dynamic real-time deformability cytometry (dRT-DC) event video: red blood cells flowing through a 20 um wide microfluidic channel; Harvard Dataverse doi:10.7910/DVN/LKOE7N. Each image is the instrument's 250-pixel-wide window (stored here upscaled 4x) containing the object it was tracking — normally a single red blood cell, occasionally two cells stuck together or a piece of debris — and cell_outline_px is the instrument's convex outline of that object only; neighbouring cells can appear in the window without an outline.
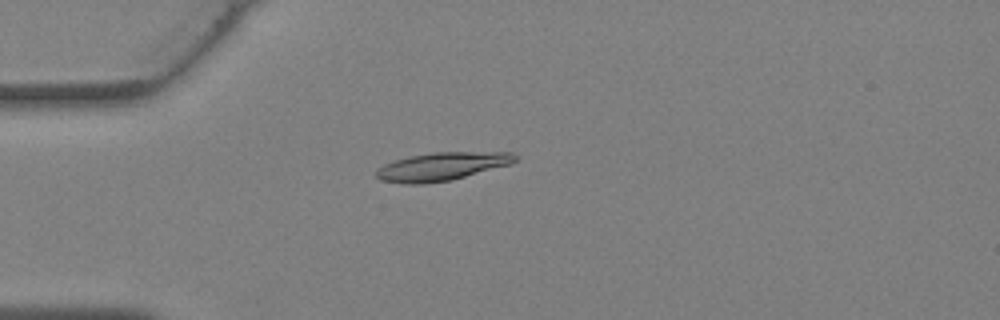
{"species": "Egyptian fruit bat (a non-hibernating species)", "species_latin": "Rousettus aegyptiacus", "temperature_condition": "warm", "stored_images_in_passage": 38, "camera_frame_rate_fps": 3000, "um_per_image_px": 0.085, "animal": {"sex": "female"}, "frame": {"image": 1, "passage_image": 10, "time_ms": 3.0, "image_size_px": [1000, 320], "cell_outline_px": [[520, 156], [512, 164], [452, 180], [424, 184], [404, 184], [380, 180], [376, 176], [376, 172], [384, 164], [408, 156], [432, 152], [512, 152]], "centroid_in_image_um": [37.6, 14.15], "position_along_channel_um": 47.4, "area_um2": 23.0}}
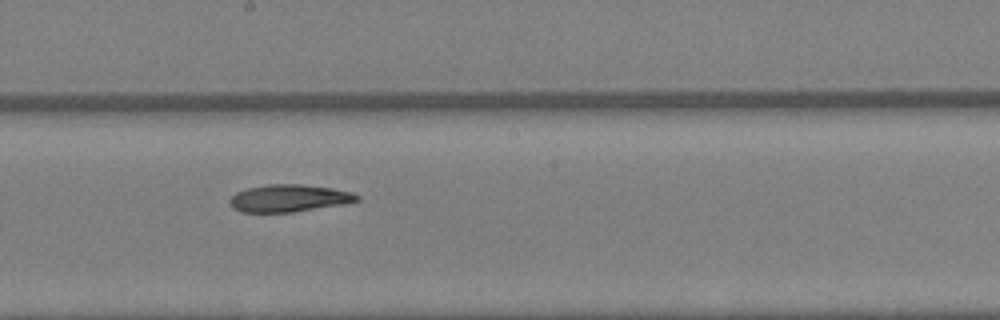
{"frame": {"image": 2, "passage_image": 21, "time_ms": 6.667, "image_size_px": [1000, 320], "cell_outline_px": [[360, 200], [344, 204], [292, 212], [240, 212], [232, 208], [228, 200], [236, 192], [248, 188], [268, 184], [300, 184], [332, 188], [352, 192], [360, 196]], "centroid_in_image_um": [24.55, 16.85], "position_along_channel_um": 223.6, "area_um2": 20.29}}
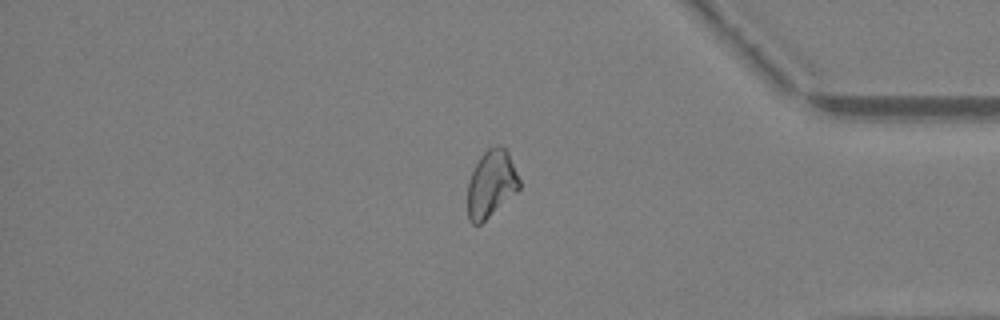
{"frame": {"image": 3, "passage_image": 32, "time_ms": 10.333, "image_size_px": [1000, 320], "cell_outline_px": [[520, 188], [516, 192], [480, 224], [472, 224], [468, 220], [468, 180], [480, 156], [492, 144], [496, 144], [504, 148], [508, 152], [520, 180]], "centroid_in_image_um": [41.74, 15.6], "position_along_channel_um": 393.5, "area_um2": 20.06}}